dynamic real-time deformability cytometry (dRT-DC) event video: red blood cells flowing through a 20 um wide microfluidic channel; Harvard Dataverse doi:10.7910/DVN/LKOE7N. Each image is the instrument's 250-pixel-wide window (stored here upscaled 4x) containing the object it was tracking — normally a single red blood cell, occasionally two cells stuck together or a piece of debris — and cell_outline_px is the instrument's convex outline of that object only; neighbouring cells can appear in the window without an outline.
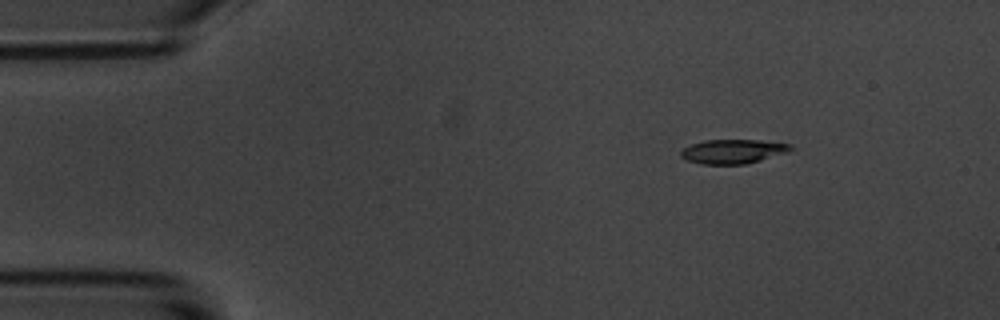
{"species": "common noctule bat (a hibernating species)", "species_latin": "Nyctalus noctula", "temperature_condition": "room temperature", "stored_images_in_passage": 3, "camera_frame_rate_fps": 3000, "um_per_image_px": 0.085, "animal": {"sex": "male", "body_mass_g": 20.1, "forearm_length_mm": 53.5}, "frame": {"image": 1, "passage_image": 1, "time_ms": 0.0, "image_size_px": [1000, 320], "cell_outline_px": [[796, 148], [788, 152], [748, 164], [700, 164], [688, 160], [680, 156], [680, 152], [684, 148], [692, 144], [704, 140], [760, 140], [792, 144]], "centroid_in_image_um": [62.35, 12.87], "position_along_channel_um": 22.6, "area_um2": 15.61}}